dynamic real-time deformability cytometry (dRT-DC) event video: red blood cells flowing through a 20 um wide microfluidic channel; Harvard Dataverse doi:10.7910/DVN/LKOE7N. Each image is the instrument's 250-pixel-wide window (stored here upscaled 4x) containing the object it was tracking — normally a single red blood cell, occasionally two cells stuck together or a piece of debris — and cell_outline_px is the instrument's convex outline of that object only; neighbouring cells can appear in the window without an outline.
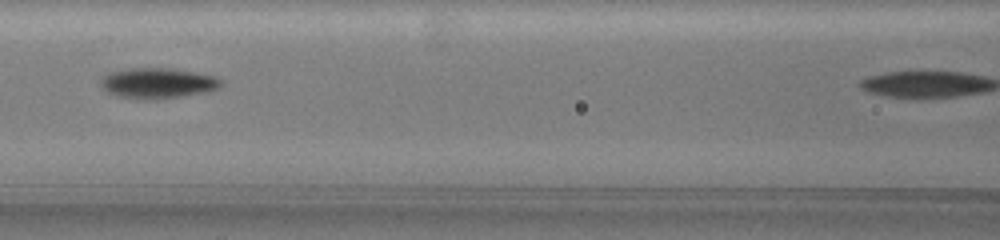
{"species": "common noctule bat (a hibernating species)", "species_latin": "Nyctalus noctula", "temperature_condition": "warm", "stored_images_in_passage": 8, "camera_frame_rate_fps": 3000, "um_per_image_px": 0.085, "animal": {"sex": "female", "body_mass_g": 19.5, "forearm_length_mm": 54.1}, "frame": {"image": 1, "passage_image": 5, "time_ms": 3.0, "image_size_px": [1000, 240], "cell_outline_px": [[220, 84], [216, 88], [204, 92], [176, 96], [144, 100], [116, 96], [108, 92], [100, 84], [104, 76], [112, 72], [128, 68], [164, 68], [192, 72], [212, 76], [220, 80]], "centroid_in_image_um": [13.32, 7.07], "position_along_channel_um": 153.3, "area_um2": 20.58}}
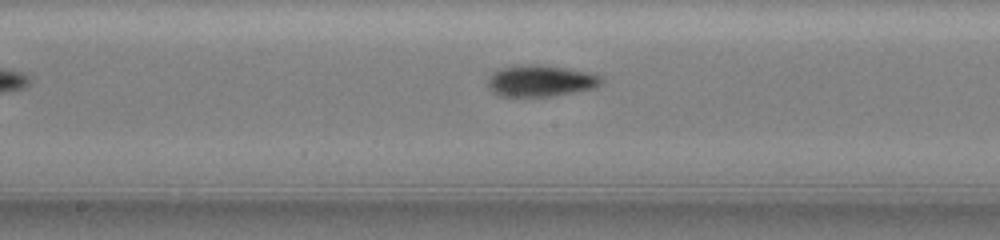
{"frame": {"image": 2, "passage_image": 7, "time_ms": 4.333, "image_size_px": [1000, 240], "cell_outline_px": [[600, 84], [592, 88], [548, 96], [500, 96], [488, 84], [488, 80], [492, 72], [500, 68], [516, 64], [540, 64], [584, 72], [600, 76]], "centroid_in_image_um": [45.86, 6.85], "position_along_channel_um": 202.3, "area_um2": 20.17}}